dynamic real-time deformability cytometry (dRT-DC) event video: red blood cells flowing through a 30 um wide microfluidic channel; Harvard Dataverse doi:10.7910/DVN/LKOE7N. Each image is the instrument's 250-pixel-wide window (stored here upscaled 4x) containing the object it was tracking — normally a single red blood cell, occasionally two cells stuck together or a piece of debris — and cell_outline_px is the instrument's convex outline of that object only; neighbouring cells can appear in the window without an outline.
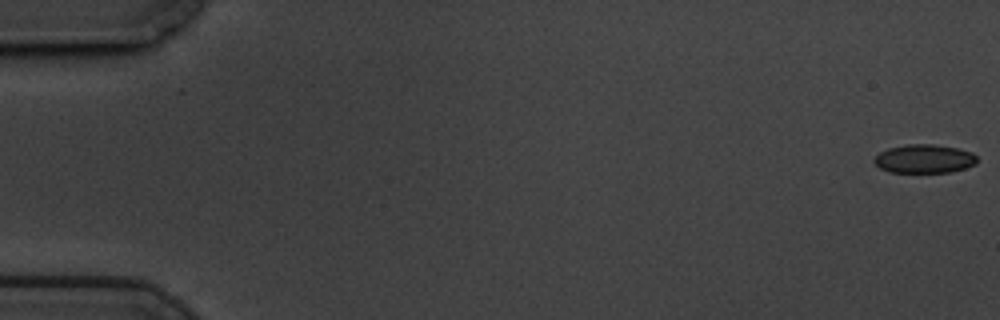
{"species": "common noctule bat (a hibernating species)", "species_latin": "Nyctalus noctula", "temperature_condition": "cold", "stored_images_in_passage": 59, "camera_frame_rate_fps": 3000, "um_per_image_px": 0.085, "animal": {"sex": "male", "body_mass_g": 19.5, "forearm_length_mm": 54.6}, "frame": {"image": 1, "passage_image": 1, "time_ms": 0.0, "image_size_px": [1000, 320], "cell_outline_px": [[976, 164], [952, 172], [888, 172], [880, 168], [872, 160], [880, 152], [888, 148], [908, 144], [936, 144], [960, 148], [972, 152], [976, 156]], "centroid_in_image_um": [78.57, 13.49], "position_along_channel_um": 6.4, "area_um2": 17.28}}
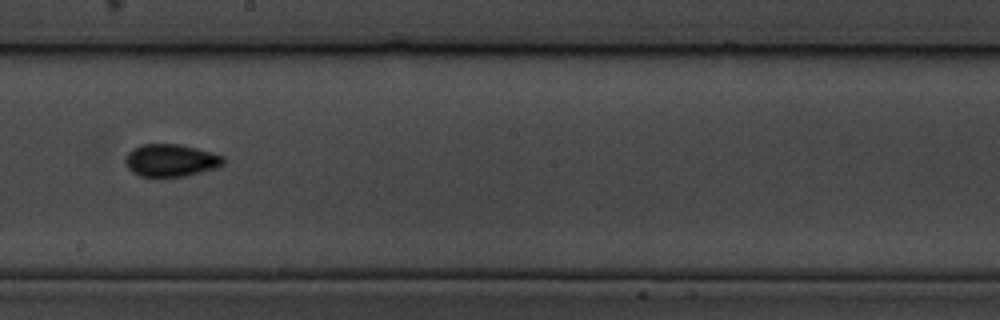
{"frame": {"image": 2, "passage_image": 34, "time_ms": 11.0, "image_size_px": [1000, 320], "cell_outline_px": [[224, 164], [216, 168], [184, 176], [140, 176], [132, 172], [124, 164], [124, 156], [132, 148], [140, 144], [180, 144], [212, 152], [224, 156]], "centroid_in_image_um": [14.48, 13.61], "position_along_channel_um": 233.7, "area_um2": 18.67}}
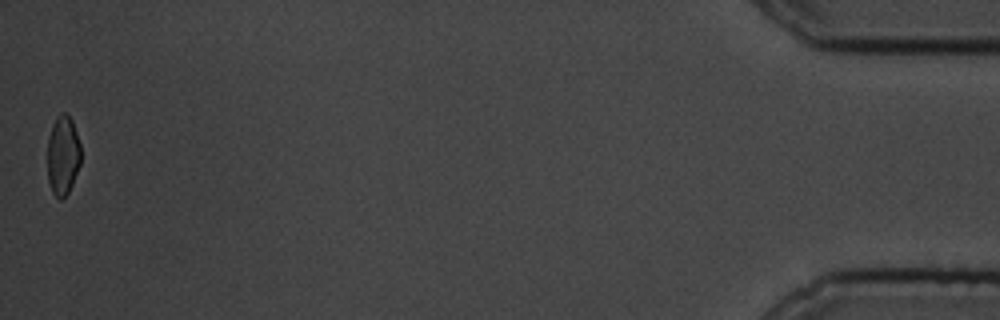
{"frame": {"image": 3, "passage_image": 59, "time_ms": 19.333, "image_size_px": [1000, 320], "cell_outline_px": [[80, 164], [72, 184], [68, 192], [60, 200], [52, 192], [48, 180], [48, 136], [52, 124], [56, 116], [60, 112], [64, 112], [72, 120], [80, 144]], "centroid_in_image_um": [5.33, 13.17], "position_along_channel_um": 429.9, "area_um2": 15.43}, "authors_computed_cell_mechanics": {"area_um2": 17.5712, "velocity_mm_per_s": 3.4438, "shape_relaxation_time_tau1_ms": 4.2495, "shape_relaxation_time_tau2_ms": 1.6252, "deformation_change_tau1": 0.084, "deformation_change_tau2": 0.0471}}